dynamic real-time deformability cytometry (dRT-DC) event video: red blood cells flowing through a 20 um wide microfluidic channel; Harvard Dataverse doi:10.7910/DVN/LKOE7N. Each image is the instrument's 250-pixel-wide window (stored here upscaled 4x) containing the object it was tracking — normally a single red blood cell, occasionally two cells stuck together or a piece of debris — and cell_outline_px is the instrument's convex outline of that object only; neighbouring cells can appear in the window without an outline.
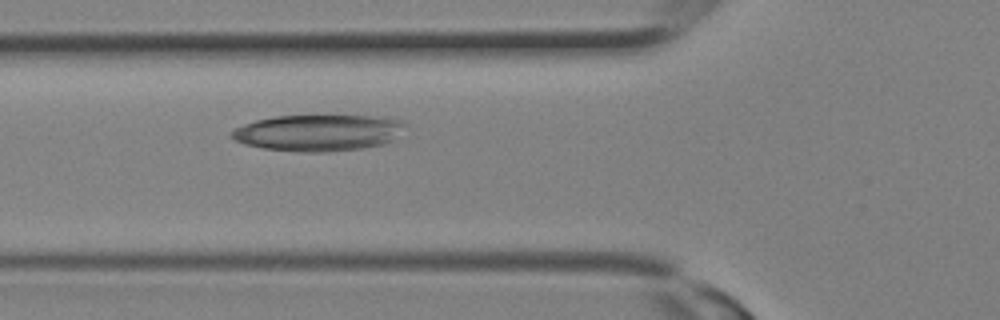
{"species": "Egyptian fruit bat (a non-hibernating species)", "species_latin": "Rousettus aegyptiacus", "temperature_condition": "room temperature", "stored_images_in_passage": 2, "camera_frame_rate_fps": 3000, "um_per_image_px": 0.085, "animal": {"sex": "female"}, "frame": {"image": 1, "passage_image": 2, "time_ms": 0.333, "image_size_px": [1000, 320], "cell_outline_px": [[408, 124], [392, 140], [384, 144], [364, 148], [328, 152], [296, 152], [264, 148], [244, 144], [232, 140], [228, 136], [232, 128], [256, 120], [276, 116], [368, 116], [400, 120]], "centroid_in_image_um": [26.99, 11.29], "position_along_channel_um": 98.8, "area_um2": 36.99}}